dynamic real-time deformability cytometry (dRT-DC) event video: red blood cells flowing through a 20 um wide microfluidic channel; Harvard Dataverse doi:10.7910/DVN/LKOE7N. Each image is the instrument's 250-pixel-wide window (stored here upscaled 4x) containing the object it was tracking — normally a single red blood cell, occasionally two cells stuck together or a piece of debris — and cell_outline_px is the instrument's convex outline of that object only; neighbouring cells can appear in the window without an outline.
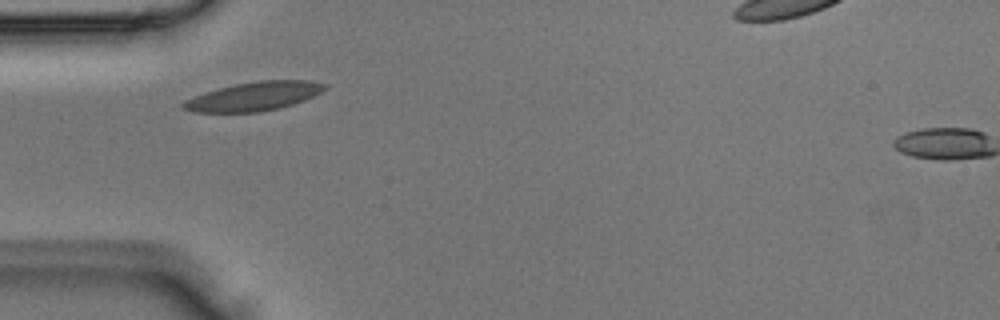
{"species": "Egyptian fruit bat (a non-hibernating species)", "species_latin": "Rousettus aegyptiacus", "temperature_condition": "room temperature", "stored_images_in_passage": 2, "camera_frame_rate_fps": 3000, "um_per_image_px": 0.085, "animal": {"sex": "male"}, "frame": {"image": 1, "passage_image": 2, "time_ms": 0.333, "image_size_px": [1000, 320], "cell_outline_px": [[328, 88], [304, 100], [280, 108], [260, 112], [192, 112], [180, 108], [180, 104], [184, 100], [220, 88], [236, 84], [260, 80], [312, 80], [328, 84]], "centroid_in_image_um": [21.6, 8.19], "position_along_channel_um": 63.4, "area_um2": 23.7}}